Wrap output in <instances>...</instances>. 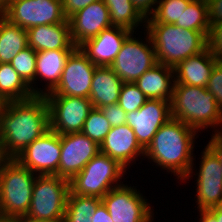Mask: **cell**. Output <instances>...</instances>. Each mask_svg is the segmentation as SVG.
Segmentation results:
<instances>
[{
  "mask_svg": "<svg viewBox=\"0 0 222 222\" xmlns=\"http://www.w3.org/2000/svg\"><path fill=\"white\" fill-rule=\"evenodd\" d=\"M49 129V108L44 96L6 102L0 113L2 157L15 158Z\"/></svg>",
  "mask_w": 222,
  "mask_h": 222,
  "instance_id": "cell-1",
  "label": "cell"
},
{
  "mask_svg": "<svg viewBox=\"0 0 222 222\" xmlns=\"http://www.w3.org/2000/svg\"><path fill=\"white\" fill-rule=\"evenodd\" d=\"M196 132L184 122L171 118L156 132L144 156L162 170L176 174L178 180L189 179L194 170L192 155Z\"/></svg>",
  "mask_w": 222,
  "mask_h": 222,
  "instance_id": "cell-2",
  "label": "cell"
},
{
  "mask_svg": "<svg viewBox=\"0 0 222 222\" xmlns=\"http://www.w3.org/2000/svg\"><path fill=\"white\" fill-rule=\"evenodd\" d=\"M144 25L160 64L174 68L208 47V37L203 32L184 29L175 24L157 23L152 17L147 18Z\"/></svg>",
  "mask_w": 222,
  "mask_h": 222,
  "instance_id": "cell-3",
  "label": "cell"
},
{
  "mask_svg": "<svg viewBox=\"0 0 222 222\" xmlns=\"http://www.w3.org/2000/svg\"><path fill=\"white\" fill-rule=\"evenodd\" d=\"M171 118L199 130L222 125V110L205 87L174 83L170 101Z\"/></svg>",
  "mask_w": 222,
  "mask_h": 222,
  "instance_id": "cell-4",
  "label": "cell"
},
{
  "mask_svg": "<svg viewBox=\"0 0 222 222\" xmlns=\"http://www.w3.org/2000/svg\"><path fill=\"white\" fill-rule=\"evenodd\" d=\"M38 174L14 158L0 163V217H25L31 204L33 186Z\"/></svg>",
  "mask_w": 222,
  "mask_h": 222,
  "instance_id": "cell-5",
  "label": "cell"
},
{
  "mask_svg": "<svg viewBox=\"0 0 222 222\" xmlns=\"http://www.w3.org/2000/svg\"><path fill=\"white\" fill-rule=\"evenodd\" d=\"M125 172L117 160L99 152L69 181V192L102 199L111 189L123 185L120 179Z\"/></svg>",
  "mask_w": 222,
  "mask_h": 222,
  "instance_id": "cell-6",
  "label": "cell"
},
{
  "mask_svg": "<svg viewBox=\"0 0 222 222\" xmlns=\"http://www.w3.org/2000/svg\"><path fill=\"white\" fill-rule=\"evenodd\" d=\"M69 180L57 175H36L26 218L34 221L63 222Z\"/></svg>",
  "mask_w": 222,
  "mask_h": 222,
  "instance_id": "cell-7",
  "label": "cell"
},
{
  "mask_svg": "<svg viewBox=\"0 0 222 222\" xmlns=\"http://www.w3.org/2000/svg\"><path fill=\"white\" fill-rule=\"evenodd\" d=\"M133 35L134 32L125 39L114 62L110 65L124 83H134L147 70L158 64L149 33H146L148 45Z\"/></svg>",
  "mask_w": 222,
  "mask_h": 222,
  "instance_id": "cell-8",
  "label": "cell"
},
{
  "mask_svg": "<svg viewBox=\"0 0 222 222\" xmlns=\"http://www.w3.org/2000/svg\"><path fill=\"white\" fill-rule=\"evenodd\" d=\"M1 15L25 30L37 25L64 23L67 20L62 0H10Z\"/></svg>",
  "mask_w": 222,
  "mask_h": 222,
  "instance_id": "cell-9",
  "label": "cell"
},
{
  "mask_svg": "<svg viewBox=\"0 0 222 222\" xmlns=\"http://www.w3.org/2000/svg\"><path fill=\"white\" fill-rule=\"evenodd\" d=\"M49 108L50 129L63 135L82 132L85 120L93 109L89 98L45 95Z\"/></svg>",
  "mask_w": 222,
  "mask_h": 222,
  "instance_id": "cell-10",
  "label": "cell"
},
{
  "mask_svg": "<svg viewBox=\"0 0 222 222\" xmlns=\"http://www.w3.org/2000/svg\"><path fill=\"white\" fill-rule=\"evenodd\" d=\"M136 188L123 184L111 189L102 202L113 222H152V209Z\"/></svg>",
  "mask_w": 222,
  "mask_h": 222,
  "instance_id": "cell-11",
  "label": "cell"
},
{
  "mask_svg": "<svg viewBox=\"0 0 222 222\" xmlns=\"http://www.w3.org/2000/svg\"><path fill=\"white\" fill-rule=\"evenodd\" d=\"M60 157V134L49 129L14 159L35 174L56 175Z\"/></svg>",
  "mask_w": 222,
  "mask_h": 222,
  "instance_id": "cell-12",
  "label": "cell"
},
{
  "mask_svg": "<svg viewBox=\"0 0 222 222\" xmlns=\"http://www.w3.org/2000/svg\"><path fill=\"white\" fill-rule=\"evenodd\" d=\"M59 177L71 180L100 152V146L82 132L60 135Z\"/></svg>",
  "mask_w": 222,
  "mask_h": 222,
  "instance_id": "cell-13",
  "label": "cell"
},
{
  "mask_svg": "<svg viewBox=\"0 0 222 222\" xmlns=\"http://www.w3.org/2000/svg\"><path fill=\"white\" fill-rule=\"evenodd\" d=\"M126 124L133 129L140 146L146 150L159 128L171 119L170 101L148 99L138 110L126 113Z\"/></svg>",
  "mask_w": 222,
  "mask_h": 222,
  "instance_id": "cell-14",
  "label": "cell"
},
{
  "mask_svg": "<svg viewBox=\"0 0 222 222\" xmlns=\"http://www.w3.org/2000/svg\"><path fill=\"white\" fill-rule=\"evenodd\" d=\"M79 47L69 56L57 87L46 95L89 98L92 77L96 69Z\"/></svg>",
  "mask_w": 222,
  "mask_h": 222,
  "instance_id": "cell-15",
  "label": "cell"
},
{
  "mask_svg": "<svg viewBox=\"0 0 222 222\" xmlns=\"http://www.w3.org/2000/svg\"><path fill=\"white\" fill-rule=\"evenodd\" d=\"M197 175V205L200 210H209L222 205V166L214 152L206 146Z\"/></svg>",
  "mask_w": 222,
  "mask_h": 222,
  "instance_id": "cell-16",
  "label": "cell"
},
{
  "mask_svg": "<svg viewBox=\"0 0 222 222\" xmlns=\"http://www.w3.org/2000/svg\"><path fill=\"white\" fill-rule=\"evenodd\" d=\"M68 21L70 37L76 47L112 26L109 10L102 0L93 2L77 11L68 18Z\"/></svg>",
  "mask_w": 222,
  "mask_h": 222,
  "instance_id": "cell-17",
  "label": "cell"
},
{
  "mask_svg": "<svg viewBox=\"0 0 222 222\" xmlns=\"http://www.w3.org/2000/svg\"><path fill=\"white\" fill-rule=\"evenodd\" d=\"M132 32L122 28L111 26L104 29L97 36L86 40L79 49L96 66H110L125 39Z\"/></svg>",
  "mask_w": 222,
  "mask_h": 222,
  "instance_id": "cell-18",
  "label": "cell"
},
{
  "mask_svg": "<svg viewBox=\"0 0 222 222\" xmlns=\"http://www.w3.org/2000/svg\"><path fill=\"white\" fill-rule=\"evenodd\" d=\"M100 152L127 168L133 160H137L135 158L144 156L145 150L138 143L133 129L124 124L110 129L100 144Z\"/></svg>",
  "mask_w": 222,
  "mask_h": 222,
  "instance_id": "cell-19",
  "label": "cell"
},
{
  "mask_svg": "<svg viewBox=\"0 0 222 222\" xmlns=\"http://www.w3.org/2000/svg\"><path fill=\"white\" fill-rule=\"evenodd\" d=\"M27 31L28 46L36 52L45 50H76L70 37L68 19L64 23L37 25Z\"/></svg>",
  "mask_w": 222,
  "mask_h": 222,
  "instance_id": "cell-20",
  "label": "cell"
},
{
  "mask_svg": "<svg viewBox=\"0 0 222 222\" xmlns=\"http://www.w3.org/2000/svg\"><path fill=\"white\" fill-rule=\"evenodd\" d=\"M219 60L207 47L201 53L188 57L178 63L174 69V83L195 87H206L215 64Z\"/></svg>",
  "mask_w": 222,
  "mask_h": 222,
  "instance_id": "cell-21",
  "label": "cell"
},
{
  "mask_svg": "<svg viewBox=\"0 0 222 222\" xmlns=\"http://www.w3.org/2000/svg\"><path fill=\"white\" fill-rule=\"evenodd\" d=\"M123 83L110 66H97L89 95L93 107L100 109L117 103Z\"/></svg>",
  "mask_w": 222,
  "mask_h": 222,
  "instance_id": "cell-22",
  "label": "cell"
},
{
  "mask_svg": "<svg viewBox=\"0 0 222 222\" xmlns=\"http://www.w3.org/2000/svg\"><path fill=\"white\" fill-rule=\"evenodd\" d=\"M174 77L173 67L158 63L147 70L134 84L148 99L171 101Z\"/></svg>",
  "mask_w": 222,
  "mask_h": 222,
  "instance_id": "cell-23",
  "label": "cell"
},
{
  "mask_svg": "<svg viewBox=\"0 0 222 222\" xmlns=\"http://www.w3.org/2000/svg\"><path fill=\"white\" fill-rule=\"evenodd\" d=\"M75 50H45L37 52L35 80H45L43 96L52 92L59 84L62 72L69 56ZM41 78H40V77ZM37 77V78H36Z\"/></svg>",
  "mask_w": 222,
  "mask_h": 222,
  "instance_id": "cell-24",
  "label": "cell"
},
{
  "mask_svg": "<svg viewBox=\"0 0 222 222\" xmlns=\"http://www.w3.org/2000/svg\"><path fill=\"white\" fill-rule=\"evenodd\" d=\"M27 46V31L0 15V63H10Z\"/></svg>",
  "mask_w": 222,
  "mask_h": 222,
  "instance_id": "cell-25",
  "label": "cell"
},
{
  "mask_svg": "<svg viewBox=\"0 0 222 222\" xmlns=\"http://www.w3.org/2000/svg\"><path fill=\"white\" fill-rule=\"evenodd\" d=\"M30 87L10 63H0V97L5 101L26 100L33 97Z\"/></svg>",
  "mask_w": 222,
  "mask_h": 222,
  "instance_id": "cell-26",
  "label": "cell"
},
{
  "mask_svg": "<svg viewBox=\"0 0 222 222\" xmlns=\"http://www.w3.org/2000/svg\"><path fill=\"white\" fill-rule=\"evenodd\" d=\"M109 10L112 26L122 27L131 32L143 23L146 19L134 7L131 0H102Z\"/></svg>",
  "mask_w": 222,
  "mask_h": 222,
  "instance_id": "cell-27",
  "label": "cell"
},
{
  "mask_svg": "<svg viewBox=\"0 0 222 222\" xmlns=\"http://www.w3.org/2000/svg\"><path fill=\"white\" fill-rule=\"evenodd\" d=\"M101 203L100 198L69 192L63 222H92L91 217Z\"/></svg>",
  "mask_w": 222,
  "mask_h": 222,
  "instance_id": "cell-28",
  "label": "cell"
},
{
  "mask_svg": "<svg viewBox=\"0 0 222 222\" xmlns=\"http://www.w3.org/2000/svg\"><path fill=\"white\" fill-rule=\"evenodd\" d=\"M175 25L189 30L203 32L207 37L210 32L207 0H192Z\"/></svg>",
  "mask_w": 222,
  "mask_h": 222,
  "instance_id": "cell-29",
  "label": "cell"
},
{
  "mask_svg": "<svg viewBox=\"0 0 222 222\" xmlns=\"http://www.w3.org/2000/svg\"><path fill=\"white\" fill-rule=\"evenodd\" d=\"M36 57L37 52L27 46L21 50L10 62L14 70L20 75L24 82L30 87L34 95L43 96V89L34 88L32 84L36 83ZM33 82V83H32Z\"/></svg>",
  "mask_w": 222,
  "mask_h": 222,
  "instance_id": "cell-30",
  "label": "cell"
},
{
  "mask_svg": "<svg viewBox=\"0 0 222 222\" xmlns=\"http://www.w3.org/2000/svg\"><path fill=\"white\" fill-rule=\"evenodd\" d=\"M111 128L102 110L93 107L85 120L82 133L100 146Z\"/></svg>",
  "mask_w": 222,
  "mask_h": 222,
  "instance_id": "cell-31",
  "label": "cell"
},
{
  "mask_svg": "<svg viewBox=\"0 0 222 222\" xmlns=\"http://www.w3.org/2000/svg\"><path fill=\"white\" fill-rule=\"evenodd\" d=\"M192 0H159L151 16L157 23L175 24Z\"/></svg>",
  "mask_w": 222,
  "mask_h": 222,
  "instance_id": "cell-32",
  "label": "cell"
},
{
  "mask_svg": "<svg viewBox=\"0 0 222 222\" xmlns=\"http://www.w3.org/2000/svg\"><path fill=\"white\" fill-rule=\"evenodd\" d=\"M148 98L134 83H123L120 96L118 99V105L126 112H134L140 109Z\"/></svg>",
  "mask_w": 222,
  "mask_h": 222,
  "instance_id": "cell-33",
  "label": "cell"
},
{
  "mask_svg": "<svg viewBox=\"0 0 222 222\" xmlns=\"http://www.w3.org/2000/svg\"><path fill=\"white\" fill-rule=\"evenodd\" d=\"M215 96V100L222 110V62L218 61L211 73V76L205 87Z\"/></svg>",
  "mask_w": 222,
  "mask_h": 222,
  "instance_id": "cell-34",
  "label": "cell"
},
{
  "mask_svg": "<svg viewBox=\"0 0 222 222\" xmlns=\"http://www.w3.org/2000/svg\"><path fill=\"white\" fill-rule=\"evenodd\" d=\"M208 48L219 61L222 60V22L210 27Z\"/></svg>",
  "mask_w": 222,
  "mask_h": 222,
  "instance_id": "cell-35",
  "label": "cell"
},
{
  "mask_svg": "<svg viewBox=\"0 0 222 222\" xmlns=\"http://www.w3.org/2000/svg\"><path fill=\"white\" fill-rule=\"evenodd\" d=\"M100 109L107 118L111 127L126 124V112L118 105V103L110 104Z\"/></svg>",
  "mask_w": 222,
  "mask_h": 222,
  "instance_id": "cell-36",
  "label": "cell"
},
{
  "mask_svg": "<svg viewBox=\"0 0 222 222\" xmlns=\"http://www.w3.org/2000/svg\"><path fill=\"white\" fill-rule=\"evenodd\" d=\"M98 0H62V8L65 17L68 19L77 11Z\"/></svg>",
  "mask_w": 222,
  "mask_h": 222,
  "instance_id": "cell-37",
  "label": "cell"
},
{
  "mask_svg": "<svg viewBox=\"0 0 222 222\" xmlns=\"http://www.w3.org/2000/svg\"><path fill=\"white\" fill-rule=\"evenodd\" d=\"M210 27L222 22V0H207Z\"/></svg>",
  "mask_w": 222,
  "mask_h": 222,
  "instance_id": "cell-38",
  "label": "cell"
},
{
  "mask_svg": "<svg viewBox=\"0 0 222 222\" xmlns=\"http://www.w3.org/2000/svg\"><path fill=\"white\" fill-rule=\"evenodd\" d=\"M134 7L138 10V12L145 18L151 17L158 5L159 0H131Z\"/></svg>",
  "mask_w": 222,
  "mask_h": 222,
  "instance_id": "cell-39",
  "label": "cell"
},
{
  "mask_svg": "<svg viewBox=\"0 0 222 222\" xmlns=\"http://www.w3.org/2000/svg\"><path fill=\"white\" fill-rule=\"evenodd\" d=\"M207 146L214 152L218 157L222 166V131L215 130L214 135H212L211 140L208 142Z\"/></svg>",
  "mask_w": 222,
  "mask_h": 222,
  "instance_id": "cell-40",
  "label": "cell"
},
{
  "mask_svg": "<svg viewBox=\"0 0 222 222\" xmlns=\"http://www.w3.org/2000/svg\"><path fill=\"white\" fill-rule=\"evenodd\" d=\"M92 222H113L107 207L103 202L97 207L96 212L91 217Z\"/></svg>",
  "mask_w": 222,
  "mask_h": 222,
  "instance_id": "cell-41",
  "label": "cell"
},
{
  "mask_svg": "<svg viewBox=\"0 0 222 222\" xmlns=\"http://www.w3.org/2000/svg\"><path fill=\"white\" fill-rule=\"evenodd\" d=\"M199 222H218L216 216L210 210H200Z\"/></svg>",
  "mask_w": 222,
  "mask_h": 222,
  "instance_id": "cell-42",
  "label": "cell"
},
{
  "mask_svg": "<svg viewBox=\"0 0 222 222\" xmlns=\"http://www.w3.org/2000/svg\"><path fill=\"white\" fill-rule=\"evenodd\" d=\"M215 216L218 222H222V205L209 209Z\"/></svg>",
  "mask_w": 222,
  "mask_h": 222,
  "instance_id": "cell-43",
  "label": "cell"
},
{
  "mask_svg": "<svg viewBox=\"0 0 222 222\" xmlns=\"http://www.w3.org/2000/svg\"><path fill=\"white\" fill-rule=\"evenodd\" d=\"M10 0H0V15L7 9Z\"/></svg>",
  "mask_w": 222,
  "mask_h": 222,
  "instance_id": "cell-44",
  "label": "cell"
},
{
  "mask_svg": "<svg viewBox=\"0 0 222 222\" xmlns=\"http://www.w3.org/2000/svg\"><path fill=\"white\" fill-rule=\"evenodd\" d=\"M0 222H19V218H3V217H0Z\"/></svg>",
  "mask_w": 222,
  "mask_h": 222,
  "instance_id": "cell-45",
  "label": "cell"
},
{
  "mask_svg": "<svg viewBox=\"0 0 222 222\" xmlns=\"http://www.w3.org/2000/svg\"><path fill=\"white\" fill-rule=\"evenodd\" d=\"M19 222H48V221H34V220L28 219L26 217H20Z\"/></svg>",
  "mask_w": 222,
  "mask_h": 222,
  "instance_id": "cell-46",
  "label": "cell"
},
{
  "mask_svg": "<svg viewBox=\"0 0 222 222\" xmlns=\"http://www.w3.org/2000/svg\"><path fill=\"white\" fill-rule=\"evenodd\" d=\"M5 101L0 97V105H5Z\"/></svg>",
  "mask_w": 222,
  "mask_h": 222,
  "instance_id": "cell-47",
  "label": "cell"
},
{
  "mask_svg": "<svg viewBox=\"0 0 222 222\" xmlns=\"http://www.w3.org/2000/svg\"><path fill=\"white\" fill-rule=\"evenodd\" d=\"M4 158L2 157L1 151H0V163Z\"/></svg>",
  "mask_w": 222,
  "mask_h": 222,
  "instance_id": "cell-48",
  "label": "cell"
},
{
  "mask_svg": "<svg viewBox=\"0 0 222 222\" xmlns=\"http://www.w3.org/2000/svg\"><path fill=\"white\" fill-rule=\"evenodd\" d=\"M3 106H4V105H0V113H1V110H2Z\"/></svg>",
  "mask_w": 222,
  "mask_h": 222,
  "instance_id": "cell-49",
  "label": "cell"
}]
</instances>
